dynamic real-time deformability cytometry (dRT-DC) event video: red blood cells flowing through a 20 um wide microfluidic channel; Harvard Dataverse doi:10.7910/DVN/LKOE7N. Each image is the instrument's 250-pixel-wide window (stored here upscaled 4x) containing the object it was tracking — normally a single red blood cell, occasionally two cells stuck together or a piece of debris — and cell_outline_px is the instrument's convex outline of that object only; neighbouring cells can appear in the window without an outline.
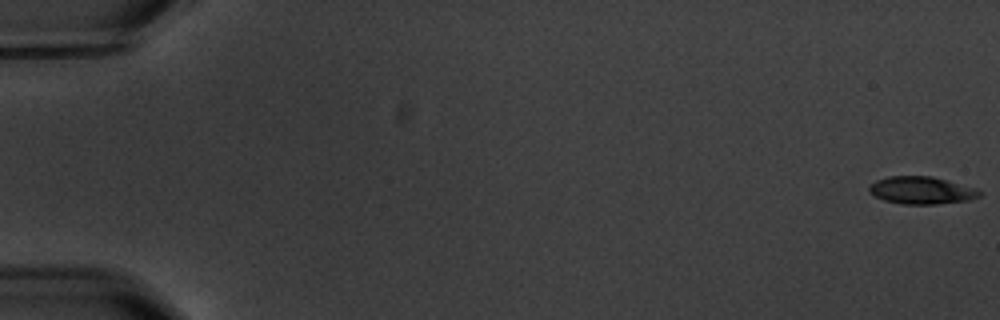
{"species": "common noctule bat (a hibernating species)", "species_latin": "Nyctalus noctula", "temperature_condition": "warm", "stored_images_in_passage": 6, "camera_frame_rate_fps": 3000, "um_per_image_px": 0.085, "animal": {"sex": "male", "body_mass_g": 20.1, "forearm_length_mm": 53.5}, "frame": {"image": 1, "passage_image": 1, "time_ms": 0.0, "image_size_px": [1000, 320], "cell_outline_px": [[984, 192], [980, 196], [968, 200], [936, 204], [900, 204], [884, 200], [868, 192], [868, 188], [876, 180], [888, 176], [932, 176], [976, 188]], "centroid_in_image_um": [78.33, 16.18], "position_along_channel_um": 6.7, "area_um2": 17.69}}
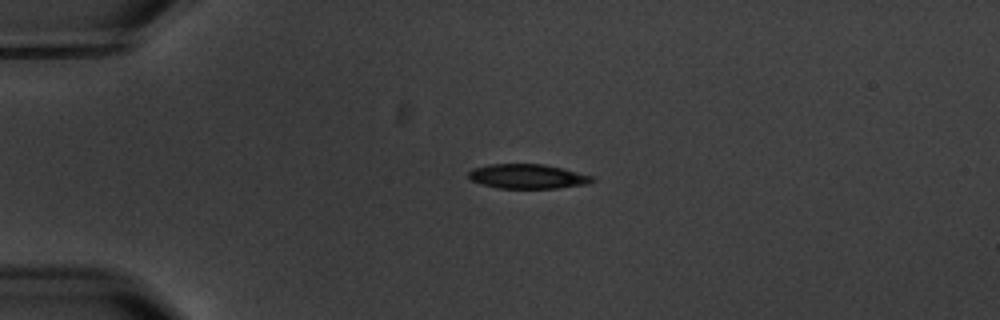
{"frame": {"image": 2, "passage_image": 5, "time_ms": 4.667, "image_size_px": [1000, 320], "cell_outline_px": [[596, 180], [588, 184], [556, 188], [500, 188], [484, 184], [472, 180], [468, 176], [468, 172], [472, 168], [492, 164], [544, 164], [592, 176]], "centroid_in_image_um": [44.85, 14.99], "position_along_channel_um": 40.2, "area_um2": 17.4}}